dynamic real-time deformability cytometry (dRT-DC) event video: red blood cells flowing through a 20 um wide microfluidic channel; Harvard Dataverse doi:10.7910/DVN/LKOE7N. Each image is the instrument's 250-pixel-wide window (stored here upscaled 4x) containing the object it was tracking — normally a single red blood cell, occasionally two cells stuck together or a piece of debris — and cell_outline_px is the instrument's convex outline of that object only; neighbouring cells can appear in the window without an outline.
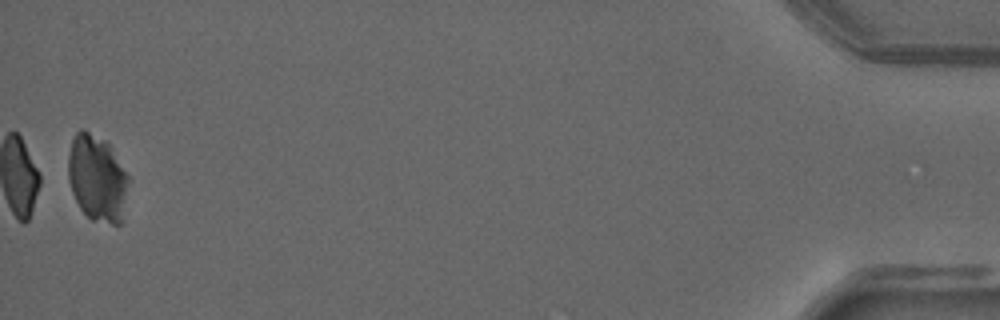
{"species": "common noctule bat (a hibernating species)", "species_latin": "Nyctalus noctula", "temperature_condition": "warm", "stored_images_in_passage": 53, "segment_of_instrument_passage": [1, 2], "camera_frame_rate_fps": 3000, "um_per_image_px": 0.085, "animal": {"sex": "male", "forearm_length_mm": 52.5}, "frame": {"image": 1, "passage_image": 51, "time_ms": 16.667, "image_size_px": [1000, 320], "cell_outline_px": [[132, 180], [124, 224], [112, 224], [92, 220], [80, 208], [72, 192], [68, 180], [68, 156], [72, 140], [76, 132], [80, 128], [84, 128], [104, 140], [108, 144]], "centroid_in_image_um": [8.33, 15.2], "position_along_channel_um": 426.9, "area_um2": 31.44}}